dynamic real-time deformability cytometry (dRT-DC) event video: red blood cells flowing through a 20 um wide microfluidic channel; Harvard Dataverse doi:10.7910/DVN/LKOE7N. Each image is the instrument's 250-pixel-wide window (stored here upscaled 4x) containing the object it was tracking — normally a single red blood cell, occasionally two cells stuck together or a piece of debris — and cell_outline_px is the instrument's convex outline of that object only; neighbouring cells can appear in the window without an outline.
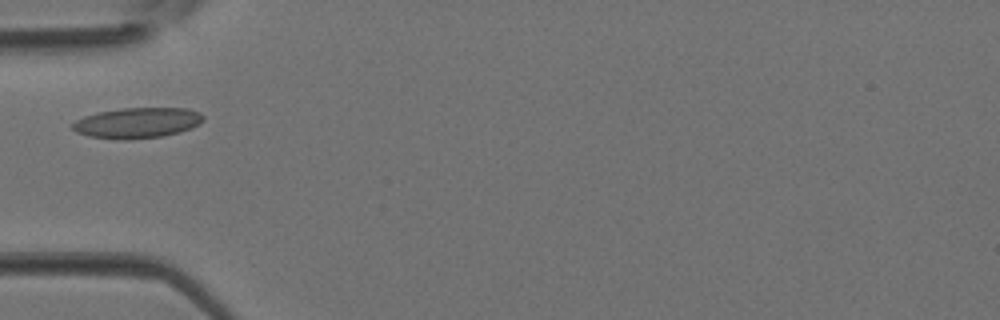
{"species": "Egyptian fruit bat (a non-hibernating species)", "species_latin": "Rousettus aegyptiacus", "temperature_condition": "room temperature", "stored_images_in_passage": 2, "camera_frame_rate_fps": 3000, "um_per_image_px": 0.085, "animal": {"sex": "female"}, "frame": {"image": 1, "passage_image": 2, "time_ms": 0.333, "image_size_px": [1000, 320], "cell_outline_px": [[204, 120], [200, 124], [180, 132], [160, 136], [128, 140], [120, 140], [88, 136], [76, 132], [72, 128], [72, 124], [76, 120], [84, 116], [96, 112], [120, 108], [188, 108], [200, 112], [204, 116]], "centroid_in_image_um": [11.67, 10.44], "position_along_channel_um": 73.3, "area_um2": 23.47}}